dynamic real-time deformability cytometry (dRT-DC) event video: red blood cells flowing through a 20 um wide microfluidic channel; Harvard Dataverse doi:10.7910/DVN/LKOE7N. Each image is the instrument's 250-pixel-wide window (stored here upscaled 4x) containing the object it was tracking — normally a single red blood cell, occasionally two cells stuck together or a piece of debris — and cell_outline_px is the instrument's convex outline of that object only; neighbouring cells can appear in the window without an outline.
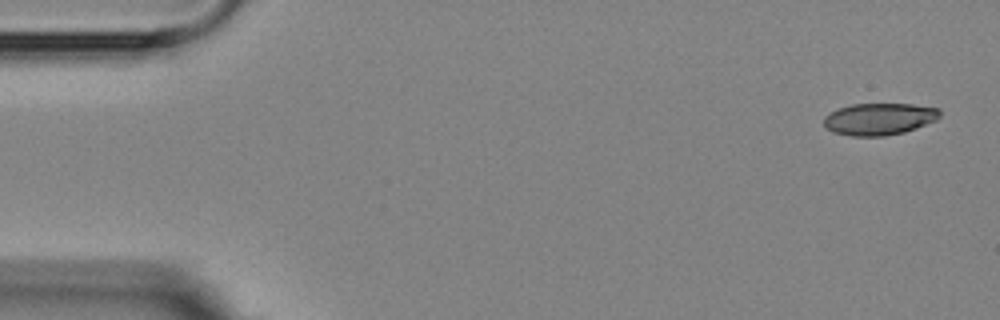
{"species": "Egyptian fruit bat (a non-hibernating species)", "species_latin": "Rousettus aegyptiacus", "temperature_condition": "room temperature", "stored_images_in_passage": 4, "camera_frame_rate_fps": 3000, "um_per_image_px": 0.085, "animal": {"sex": "female"}, "frame": {"image": 1, "passage_image": 1, "time_ms": 0.0, "image_size_px": [1000, 320], "cell_outline_px": [[940, 116], [936, 120], [916, 128], [904, 132], [884, 136], [852, 136], [832, 132], [824, 128], [824, 116], [840, 108], [852, 104], [912, 104], [940, 108]], "centroid_in_image_um": [74.73, 10.12], "position_along_channel_um": 10.3, "area_um2": 21.62}}